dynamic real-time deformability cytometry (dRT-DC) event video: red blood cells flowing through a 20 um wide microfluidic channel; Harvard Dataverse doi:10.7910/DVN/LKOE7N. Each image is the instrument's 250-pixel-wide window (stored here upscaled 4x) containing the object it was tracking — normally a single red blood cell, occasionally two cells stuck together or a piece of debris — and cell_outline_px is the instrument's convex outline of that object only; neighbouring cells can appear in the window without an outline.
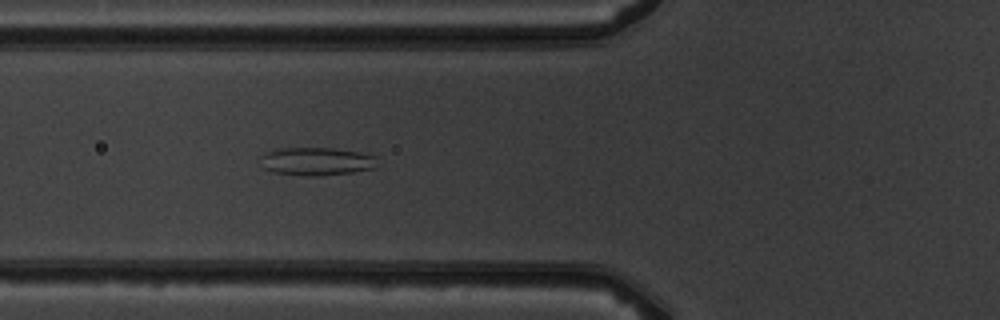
{"species": "common noctule bat (a hibernating species)", "species_latin": "Nyctalus noctula", "temperature_condition": "warm", "stored_images_in_passage": 6, "camera_frame_rate_fps": 3000, "um_per_image_px": 0.085, "animal": {"sex": "male", "body_mass_g": 19.5, "forearm_length_mm": 54.6}, "frame": {"image": 1, "passage_image": 6, "time_ms": 5.667, "image_size_px": [1000, 320], "cell_outline_px": [[380, 168], [352, 172], [316, 176], [308, 176], [272, 172], [264, 168], [260, 156], [264, 152], [280, 148], [332, 148], [360, 152], [376, 156]], "centroid_in_image_um": [26.96, 13.71], "position_along_channel_um": 98.8, "area_um2": 19.36}}